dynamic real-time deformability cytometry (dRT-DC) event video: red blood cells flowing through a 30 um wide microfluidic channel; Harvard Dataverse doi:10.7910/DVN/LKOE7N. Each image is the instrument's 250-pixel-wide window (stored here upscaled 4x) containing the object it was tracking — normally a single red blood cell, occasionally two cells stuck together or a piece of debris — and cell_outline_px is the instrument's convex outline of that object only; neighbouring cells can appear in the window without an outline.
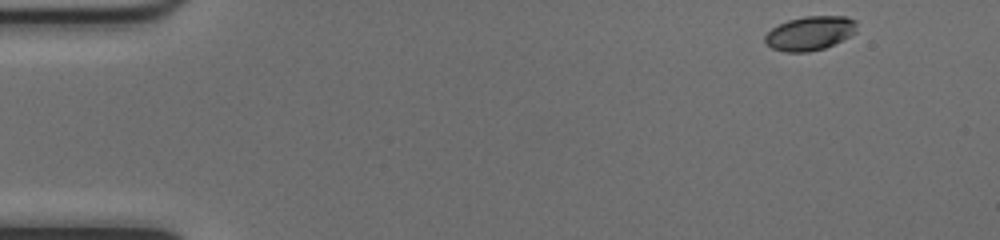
{"species": "common noctule bat (a hibernating species)", "species_latin": "Nyctalus noctula", "temperature_condition": "cold", "stored_images_in_passage": 48, "camera_frame_rate_fps": 3000, "um_per_image_px": 0.085, "animal": {"sex": "female", "body_mass_g": 17.0, "forearm_length_mm": 48.0}, "frame": {"image": 1, "passage_image": 1, "time_ms": 0.0, "image_size_px": [1000, 240], "cell_outline_px": [[856, 32], [824, 48], [808, 52], [784, 52], [772, 48], [764, 44], [764, 36], [772, 28], [788, 20], [804, 16], [848, 16], [856, 20]], "centroid_in_image_um": [68.81, 2.82], "position_along_channel_um": 16.2, "area_um2": 18.21}}
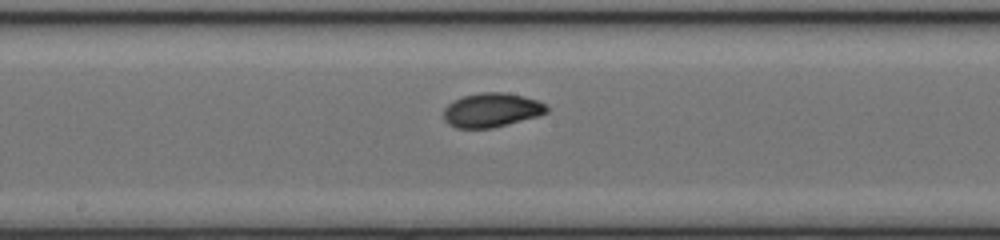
{"frame": {"image": 2, "passage_image": 24, "time_ms": 7.667, "image_size_px": [1000, 240], "cell_outline_px": [[548, 112], [540, 116], [492, 128], [456, 128], [448, 124], [444, 120], [444, 108], [448, 104], [464, 96], [480, 92], [504, 92], [524, 96], [548, 104]], "centroid_in_image_um": [41.82, 9.36], "position_along_channel_um": 206.4, "area_um2": 20.63}}
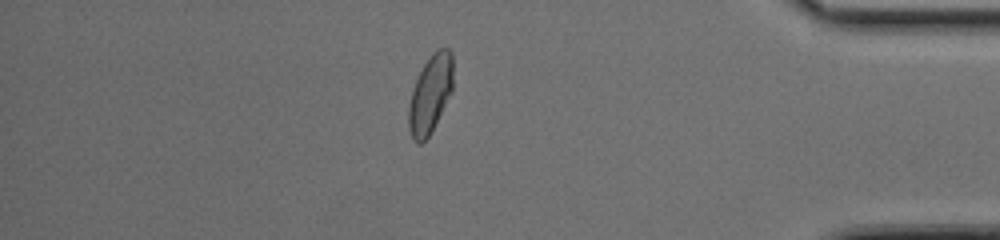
{"frame": {"image": 3, "passage_image": 41, "time_ms": 13.333, "image_size_px": [1000, 240], "cell_outline_px": [[452, 92], [428, 136], [420, 144], [416, 144], [412, 140], [408, 128], [408, 108], [412, 88], [424, 64], [432, 52], [436, 48], [448, 48], [452, 52]], "centroid_in_image_um": [36.56, 7.99], "position_along_channel_um": 398.6, "area_um2": 20.17}, "authors_computed_cell_mechanics": {"area_um2": 19.7676, "velocity_mm_per_s": 4.0186, "shape_relaxation_time_tau1_ms": 2.5299, "shape_relaxation_time_tau2_ms": 1.0989, "deformation_change_tau1": 0.1203, "deformation_change_tau2": 0.0394}}